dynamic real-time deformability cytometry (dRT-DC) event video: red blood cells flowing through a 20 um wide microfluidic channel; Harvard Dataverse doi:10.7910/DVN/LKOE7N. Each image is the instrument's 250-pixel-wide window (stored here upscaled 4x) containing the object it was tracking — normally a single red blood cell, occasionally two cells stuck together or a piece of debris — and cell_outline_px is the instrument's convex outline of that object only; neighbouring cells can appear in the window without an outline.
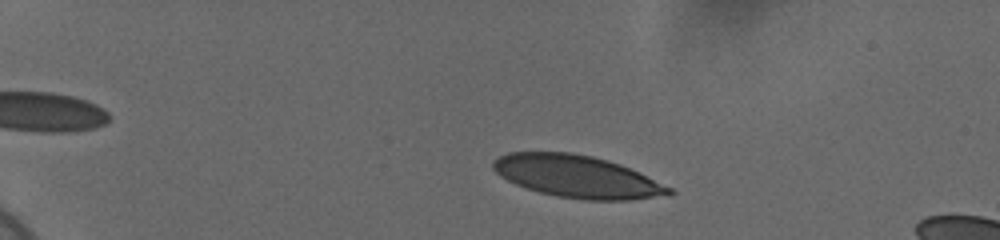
{"species": "human", "species_latin": "Homo sapiens", "temperature_condition": "cold", "stored_images_in_passage": 52, "camera_frame_rate_fps": 3000, "um_per_image_px": 0.085, "donor": {"sex": "female"}, "frame": {"image": 1, "passage_image": 7, "time_ms": 2.0, "image_size_px": [1000, 240], "cell_outline_px": [[676, 192], [628, 200], [584, 200], [556, 196], [540, 192], [516, 184], [500, 176], [492, 168], [492, 160], [508, 152], [572, 152], [592, 156], [608, 160], [620, 164], [672, 188]], "centroid_in_image_um": [48.99, 14.99], "position_along_channel_um": 36.0, "area_um2": 42.89}}
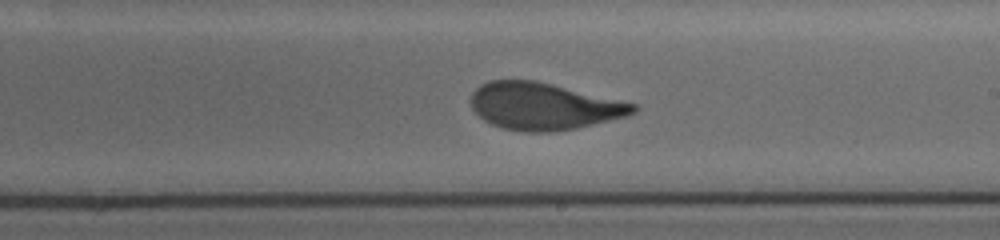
{"frame": {"image": 2, "passage_image": 31, "time_ms": 10.0, "image_size_px": [1000, 240], "cell_outline_px": [[640, 108], [636, 112], [624, 116], [576, 128], [552, 132], [524, 132], [504, 128], [492, 124], [484, 120], [472, 108], [472, 92], [480, 84], [492, 80], [536, 80], [640, 104]], "centroid_in_image_um": [46.25, 9.02], "position_along_channel_um": 242.8, "area_um2": 44.51}}
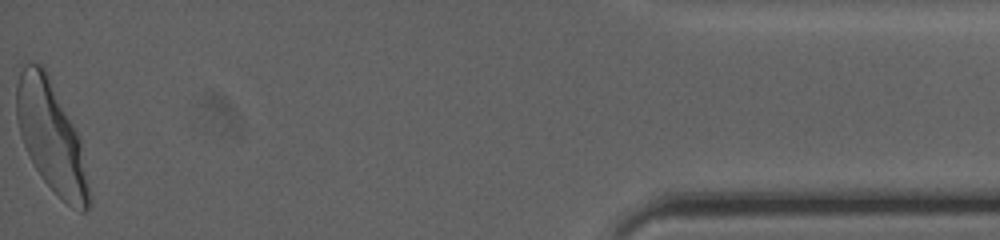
{"frame": {"image": 3, "passage_image": 52, "time_ms": 17.0, "image_size_px": [1000, 240], "cell_outline_px": [[92, 200], [88, 208], [84, 212], [80, 212], [72, 208], [40, 176], [20, 136], [16, 120], [16, 84], [20, 72], [24, 64], [44, 64], [80, 140]], "centroid_in_image_um": [4.35, 11.62], "position_along_channel_um": 430.8, "area_um2": 46.12}, "authors_computed_cell_mechanics": {"area_um2": 44.6216, "velocity_mm_per_s": 3.6771, "shape_relaxation_time_tau1_ms": 4.6267, "shape_relaxation_time_tau2_ms": null, "deformation_change_tau1": 0.1845, "deformation_change_tau2": null}}